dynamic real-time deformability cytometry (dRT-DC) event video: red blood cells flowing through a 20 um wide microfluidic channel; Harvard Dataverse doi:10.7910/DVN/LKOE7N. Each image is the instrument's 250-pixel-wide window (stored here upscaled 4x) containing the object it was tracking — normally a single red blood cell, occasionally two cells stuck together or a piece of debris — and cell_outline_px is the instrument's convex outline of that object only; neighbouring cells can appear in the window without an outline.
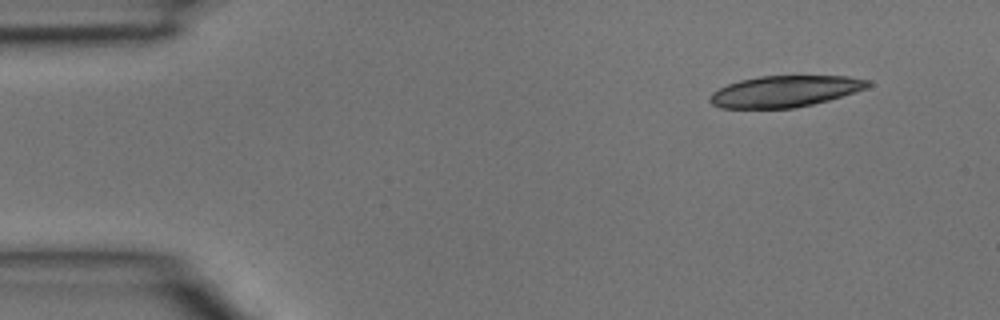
{"species": "common noctule bat (a hibernating species)", "species_latin": "Nyctalus noctula", "temperature_condition": "room temperature", "stored_images_in_passage": 3, "camera_frame_rate_fps": 3000, "um_per_image_px": 0.085, "animal": {"sex": "male", "body_mass_g": 15.6}, "frame": {"image": 1, "passage_image": 1, "time_ms": 0.0, "image_size_px": [1000, 320], "cell_outline_px": [[872, 84], [868, 88], [828, 100], [812, 104], [792, 108], [720, 108], [712, 104], [708, 100], [708, 96], [712, 92], [728, 84], [740, 80], [760, 76], [848, 76], [868, 80]], "centroid_in_image_um": [66.7, 7.76], "position_along_channel_um": 18.3, "area_um2": 28.78}}